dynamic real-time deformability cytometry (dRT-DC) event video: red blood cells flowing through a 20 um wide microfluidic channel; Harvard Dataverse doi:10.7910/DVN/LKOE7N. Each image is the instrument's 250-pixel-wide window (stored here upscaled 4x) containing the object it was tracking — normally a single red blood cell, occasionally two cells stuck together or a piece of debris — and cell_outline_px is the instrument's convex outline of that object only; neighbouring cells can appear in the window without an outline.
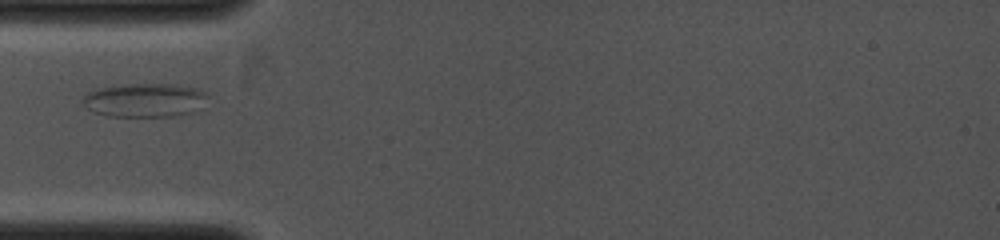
{"species": "common noctule bat (a hibernating species)", "species_latin": "Nyctalus noctula", "temperature_condition": "cold", "stored_images_in_passage": 10, "camera_frame_rate_fps": 4000, "um_per_image_px": 0.085, "animal": {"sex": "female", "body_mass_g": 19.0, "forearm_length_mm": 53.3}, "frame": {"image": 1, "passage_image": 1, "time_ms": 0.0, "image_size_px": [1000, 240], "cell_outline_px": [[208, 96], [196, 112], [180, 116], [108, 116], [92, 112], [84, 104], [84, 96], [88, 92], [96, 88], [128, 84], [172, 84], [196, 88], [208, 92]], "centroid_in_image_um": [12.34, 8.52], "position_along_channel_um": 72.7, "area_um2": 24.74}}
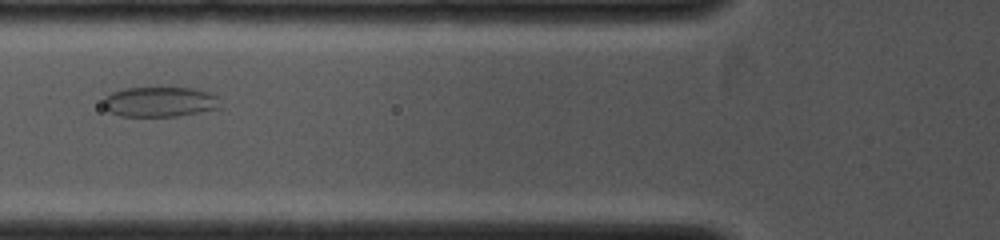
{"frame": {"image": 2, "passage_image": 7, "time_ms": 0.75, "image_size_px": [1000, 240], "cell_outline_px": [[220, 108], [200, 112], [176, 116], [120, 116], [108, 112], [104, 108], [104, 96], [112, 92], [124, 88], [192, 88], [208, 92], [216, 96]], "centroid_in_image_um": [13.53, 8.66], "position_along_channel_um": 112.3, "area_um2": 20.4}}